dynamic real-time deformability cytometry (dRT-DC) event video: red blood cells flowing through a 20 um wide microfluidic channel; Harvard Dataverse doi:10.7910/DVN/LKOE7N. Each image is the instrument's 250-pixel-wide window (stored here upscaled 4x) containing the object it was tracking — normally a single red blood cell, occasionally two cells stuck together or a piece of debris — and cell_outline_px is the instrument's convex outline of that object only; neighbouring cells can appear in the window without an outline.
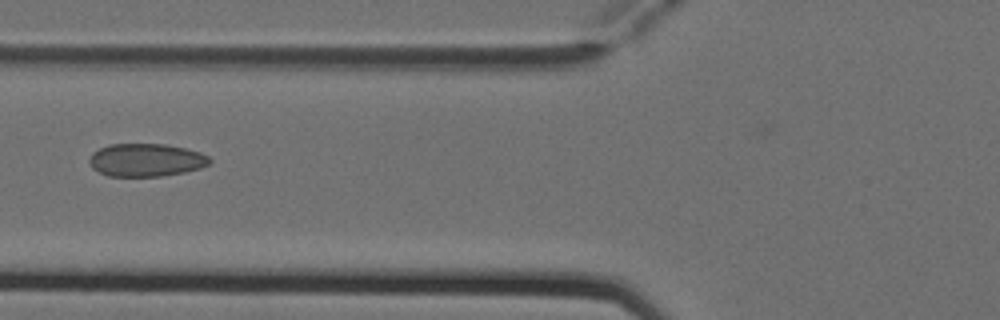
{"species": "Egyptian fruit bat (a non-hibernating species)", "species_latin": "Rousettus aegyptiacus", "temperature_condition": "cold", "stored_images_in_passage": 6, "camera_frame_rate_fps": 3000, "um_per_image_px": 0.085, "animal": {"sex": "female"}, "frame": {"image": 1, "passage_image": 5, "time_ms": 1.333, "image_size_px": [1000, 320], "cell_outline_px": [[212, 160], [208, 164], [200, 168], [184, 172], [160, 176], [108, 176], [92, 168], [88, 160], [92, 152], [108, 144], [164, 144], [184, 148], [200, 152], [208, 156]], "centroid_in_image_um": [12.39, 13.6], "position_along_channel_um": 113.4, "area_um2": 23.06}}
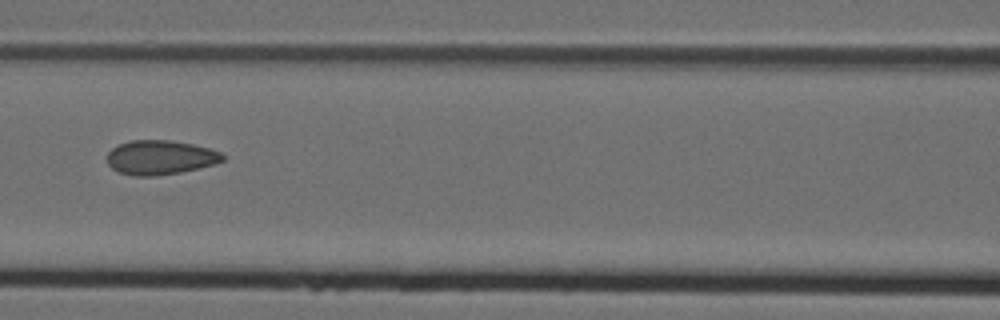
{"frame": {"image": 2, "passage_image": 6, "time_ms": 1.667, "image_size_px": [1000, 320], "cell_outline_px": [[224, 160], [212, 164], [180, 172], [156, 176], [132, 176], [120, 172], [112, 168], [108, 164], [108, 152], [112, 148], [128, 140], [168, 140], [192, 144], [208, 148], [220, 152], [224, 156]], "centroid_in_image_um": [13.59, 13.38], "position_along_channel_um": 153.0, "area_um2": 22.89}}